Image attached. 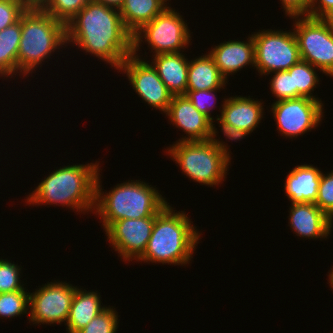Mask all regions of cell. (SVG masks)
<instances>
[{
    "label": "cell",
    "mask_w": 333,
    "mask_h": 333,
    "mask_svg": "<svg viewBox=\"0 0 333 333\" xmlns=\"http://www.w3.org/2000/svg\"><path fill=\"white\" fill-rule=\"evenodd\" d=\"M132 37L118 9L94 0L66 24L67 44L79 45L117 70L133 54Z\"/></svg>",
    "instance_id": "obj_1"
},
{
    "label": "cell",
    "mask_w": 333,
    "mask_h": 333,
    "mask_svg": "<svg viewBox=\"0 0 333 333\" xmlns=\"http://www.w3.org/2000/svg\"><path fill=\"white\" fill-rule=\"evenodd\" d=\"M98 163L60 167L46 177L27 197L31 204H56L77 211H92L95 205V184Z\"/></svg>",
    "instance_id": "obj_2"
},
{
    "label": "cell",
    "mask_w": 333,
    "mask_h": 333,
    "mask_svg": "<svg viewBox=\"0 0 333 333\" xmlns=\"http://www.w3.org/2000/svg\"><path fill=\"white\" fill-rule=\"evenodd\" d=\"M167 205L155 218L151 237L137 261L183 265L189 263L200 233L183 211Z\"/></svg>",
    "instance_id": "obj_3"
},
{
    "label": "cell",
    "mask_w": 333,
    "mask_h": 333,
    "mask_svg": "<svg viewBox=\"0 0 333 333\" xmlns=\"http://www.w3.org/2000/svg\"><path fill=\"white\" fill-rule=\"evenodd\" d=\"M97 174L95 184L96 213L103 220L106 230L113 222L121 219H140L157 216L169 203L162 197L158 190L140 180L124 182L106 193H101Z\"/></svg>",
    "instance_id": "obj_4"
},
{
    "label": "cell",
    "mask_w": 333,
    "mask_h": 333,
    "mask_svg": "<svg viewBox=\"0 0 333 333\" xmlns=\"http://www.w3.org/2000/svg\"><path fill=\"white\" fill-rule=\"evenodd\" d=\"M211 121V135L206 141H183L173 144L168 153L189 178L204 185H217L226 176L230 153L216 137L217 129Z\"/></svg>",
    "instance_id": "obj_5"
},
{
    "label": "cell",
    "mask_w": 333,
    "mask_h": 333,
    "mask_svg": "<svg viewBox=\"0 0 333 333\" xmlns=\"http://www.w3.org/2000/svg\"><path fill=\"white\" fill-rule=\"evenodd\" d=\"M66 44V25L46 11L21 14V39L17 54V71H30L47 59L57 47ZM49 55V56H48Z\"/></svg>",
    "instance_id": "obj_6"
},
{
    "label": "cell",
    "mask_w": 333,
    "mask_h": 333,
    "mask_svg": "<svg viewBox=\"0 0 333 333\" xmlns=\"http://www.w3.org/2000/svg\"><path fill=\"white\" fill-rule=\"evenodd\" d=\"M292 16L294 34L301 60L307 61L323 73L333 76V20L304 15ZM299 18V19H298Z\"/></svg>",
    "instance_id": "obj_7"
},
{
    "label": "cell",
    "mask_w": 333,
    "mask_h": 333,
    "mask_svg": "<svg viewBox=\"0 0 333 333\" xmlns=\"http://www.w3.org/2000/svg\"><path fill=\"white\" fill-rule=\"evenodd\" d=\"M190 30L179 13L167 6L152 21L143 25L133 35V55H136L145 38L155 54L176 53L189 44ZM143 32V33H142ZM143 34V35H142ZM142 35V36H141ZM144 36V37H143Z\"/></svg>",
    "instance_id": "obj_8"
},
{
    "label": "cell",
    "mask_w": 333,
    "mask_h": 333,
    "mask_svg": "<svg viewBox=\"0 0 333 333\" xmlns=\"http://www.w3.org/2000/svg\"><path fill=\"white\" fill-rule=\"evenodd\" d=\"M255 66L261 75L290 69L301 60L294 32L261 31L252 34Z\"/></svg>",
    "instance_id": "obj_9"
},
{
    "label": "cell",
    "mask_w": 333,
    "mask_h": 333,
    "mask_svg": "<svg viewBox=\"0 0 333 333\" xmlns=\"http://www.w3.org/2000/svg\"><path fill=\"white\" fill-rule=\"evenodd\" d=\"M76 287L65 282H50L29 293L30 320L36 323L66 322Z\"/></svg>",
    "instance_id": "obj_10"
},
{
    "label": "cell",
    "mask_w": 333,
    "mask_h": 333,
    "mask_svg": "<svg viewBox=\"0 0 333 333\" xmlns=\"http://www.w3.org/2000/svg\"><path fill=\"white\" fill-rule=\"evenodd\" d=\"M323 104L306 97L276 101L272 113L280 134L297 137L318 126L323 117Z\"/></svg>",
    "instance_id": "obj_11"
},
{
    "label": "cell",
    "mask_w": 333,
    "mask_h": 333,
    "mask_svg": "<svg viewBox=\"0 0 333 333\" xmlns=\"http://www.w3.org/2000/svg\"><path fill=\"white\" fill-rule=\"evenodd\" d=\"M118 70L125 71L132 88L144 101L167 113L173 95L168 91L152 64L132 54L126 58Z\"/></svg>",
    "instance_id": "obj_12"
},
{
    "label": "cell",
    "mask_w": 333,
    "mask_h": 333,
    "mask_svg": "<svg viewBox=\"0 0 333 333\" xmlns=\"http://www.w3.org/2000/svg\"><path fill=\"white\" fill-rule=\"evenodd\" d=\"M155 218L156 216L121 219L113 222L105 230L110 244L125 261L138 260L143 255L151 237Z\"/></svg>",
    "instance_id": "obj_13"
},
{
    "label": "cell",
    "mask_w": 333,
    "mask_h": 333,
    "mask_svg": "<svg viewBox=\"0 0 333 333\" xmlns=\"http://www.w3.org/2000/svg\"><path fill=\"white\" fill-rule=\"evenodd\" d=\"M166 115L170 121L183 129L188 137L183 141H206L211 135V120L200 113L186 95H173Z\"/></svg>",
    "instance_id": "obj_14"
},
{
    "label": "cell",
    "mask_w": 333,
    "mask_h": 333,
    "mask_svg": "<svg viewBox=\"0 0 333 333\" xmlns=\"http://www.w3.org/2000/svg\"><path fill=\"white\" fill-rule=\"evenodd\" d=\"M290 227L305 238H327L333 221L313 203H292L290 207Z\"/></svg>",
    "instance_id": "obj_15"
},
{
    "label": "cell",
    "mask_w": 333,
    "mask_h": 333,
    "mask_svg": "<svg viewBox=\"0 0 333 333\" xmlns=\"http://www.w3.org/2000/svg\"><path fill=\"white\" fill-rule=\"evenodd\" d=\"M248 42L225 41L214 47L209 55L227 80V75L241 70L243 66H255V45L253 37H248Z\"/></svg>",
    "instance_id": "obj_16"
},
{
    "label": "cell",
    "mask_w": 333,
    "mask_h": 333,
    "mask_svg": "<svg viewBox=\"0 0 333 333\" xmlns=\"http://www.w3.org/2000/svg\"><path fill=\"white\" fill-rule=\"evenodd\" d=\"M222 107L219 117L247 133L253 132L263 118L262 103L250 97H230L224 101Z\"/></svg>",
    "instance_id": "obj_17"
},
{
    "label": "cell",
    "mask_w": 333,
    "mask_h": 333,
    "mask_svg": "<svg viewBox=\"0 0 333 333\" xmlns=\"http://www.w3.org/2000/svg\"><path fill=\"white\" fill-rule=\"evenodd\" d=\"M151 64L172 95H185L188 80L189 61L180 53L153 55Z\"/></svg>",
    "instance_id": "obj_18"
},
{
    "label": "cell",
    "mask_w": 333,
    "mask_h": 333,
    "mask_svg": "<svg viewBox=\"0 0 333 333\" xmlns=\"http://www.w3.org/2000/svg\"><path fill=\"white\" fill-rule=\"evenodd\" d=\"M321 171L313 165H299L287 175L285 192L292 203H313L318 196Z\"/></svg>",
    "instance_id": "obj_19"
},
{
    "label": "cell",
    "mask_w": 333,
    "mask_h": 333,
    "mask_svg": "<svg viewBox=\"0 0 333 333\" xmlns=\"http://www.w3.org/2000/svg\"><path fill=\"white\" fill-rule=\"evenodd\" d=\"M105 308L101 307L100 296L96 292L76 288L69 316L65 323L68 333H77Z\"/></svg>",
    "instance_id": "obj_20"
},
{
    "label": "cell",
    "mask_w": 333,
    "mask_h": 333,
    "mask_svg": "<svg viewBox=\"0 0 333 333\" xmlns=\"http://www.w3.org/2000/svg\"><path fill=\"white\" fill-rule=\"evenodd\" d=\"M225 84V77L221 74L209 53L189 61L186 90L221 89Z\"/></svg>",
    "instance_id": "obj_21"
},
{
    "label": "cell",
    "mask_w": 333,
    "mask_h": 333,
    "mask_svg": "<svg viewBox=\"0 0 333 333\" xmlns=\"http://www.w3.org/2000/svg\"><path fill=\"white\" fill-rule=\"evenodd\" d=\"M168 0H125L119 12L125 28L132 34L152 21L166 7Z\"/></svg>",
    "instance_id": "obj_22"
},
{
    "label": "cell",
    "mask_w": 333,
    "mask_h": 333,
    "mask_svg": "<svg viewBox=\"0 0 333 333\" xmlns=\"http://www.w3.org/2000/svg\"><path fill=\"white\" fill-rule=\"evenodd\" d=\"M21 39V16L17 22L0 31V75L17 72V54Z\"/></svg>",
    "instance_id": "obj_23"
},
{
    "label": "cell",
    "mask_w": 333,
    "mask_h": 333,
    "mask_svg": "<svg viewBox=\"0 0 333 333\" xmlns=\"http://www.w3.org/2000/svg\"><path fill=\"white\" fill-rule=\"evenodd\" d=\"M316 67L307 61L300 60L287 71L293 73V89H296V98L306 97L319 101V98L311 95L319 82ZM312 90V91H311Z\"/></svg>",
    "instance_id": "obj_24"
},
{
    "label": "cell",
    "mask_w": 333,
    "mask_h": 333,
    "mask_svg": "<svg viewBox=\"0 0 333 333\" xmlns=\"http://www.w3.org/2000/svg\"><path fill=\"white\" fill-rule=\"evenodd\" d=\"M29 310V293L19 290L8 293H0V316L15 317Z\"/></svg>",
    "instance_id": "obj_25"
},
{
    "label": "cell",
    "mask_w": 333,
    "mask_h": 333,
    "mask_svg": "<svg viewBox=\"0 0 333 333\" xmlns=\"http://www.w3.org/2000/svg\"><path fill=\"white\" fill-rule=\"evenodd\" d=\"M90 1L91 0H51L45 11L54 19L66 25Z\"/></svg>",
    "instance_id": "obj_26"
},
{
    "label": "cell",
    "mask_w": 333,
    "mask_h": 333,
    "mask_svg": "<svg viewBox=\"0 0 333 333\" xmlns=\"http://www.w3.org/2000/svg\"><path fill=\"white\" fill-rule=\"evenodd\" d=\"M113 308L106 307L77 333H116L118 315Z\"/></svg>",
    "instance_id": "obj_27"
},
{
    "label": "cell",
    "mask_w": 333,
    "mask_h": 333,
    "mask_svg": "<svg viewBox=\"0 0 333 333\" xmlns=\"http://www.w3.org/2000/svg\"><path fill=\"white\" fill-rule=\"evenodd\" d=\"M21 268L9 260L0 259V293L25 290L20 282Z\"/></svg>",
    "instance_id": "obj_28"
},
{
    "label": "cell",
    "mask_w": 333,
    "mask_h": 333,
    "mask_svg": "<svg viewBox=\"0 0 333 333\" xmlns=\"http://www.w3.org/2000/svg\"><path fill=\"white\" fill-rule=\"evenodd\" d=\"M270 85L277 101L296 98V89H293V73H289L287 70L275 72Z\"/></svg>",
    "instance_id": "obj_29"
},
{
    "label": "cell",
    "mask_w": 333,
    "mask_h": 333,
    "mask_svg": "<svg viewBox=\"0 0 333 333\" xmlns=\"http://www.w3.org/2000/svg\"><path fill=\"white\" fill-rule=\"evenodd\" d=\"M315 204L333 221V170L327 175L321 173Z\"/></svg>",
    "instance_id": "obj_30"
},
{
    "label": "cell",
    "mask_w": 333,
    "mask_h": 333,
    "mask_svg": "<svg viewBox=\"0 0 333 333\" xmlns=\"http://www.w3.org/2000/svg\"><path fill=\"white\" fill-rule=\"evenodd\" d=\"M23 12L17 0H0V31L17 22Z\"/></svg>",
    "instance_id": "obj_31"
},
{
    "label": "cell",
    "mask_w": 333,
    "mask_h": 333,
    "mask_svg": "<svg viewBox=\"0 0 333 333\" xmlns=\"http://www.w3.org/2000/svg\"><path fill=\"white\" fill-rule=\"evenodd\" d=\"M219 89H211V90H186V96L187 98L191 101V103L199 110L200 113L204 114L207 116L211 121L214 119L210 115V110L213 109V106L209 105L208 106V101L207 99H214L215 100V95L213 92ZM213 101V100H212ZM209 101V102H212ZM214 102V101H213Z\"/></svg>",
    "instance_id": "obj_32"
},
{
    "label": "cell",
    "mask_w": 333,
    "mask_h": 333,
    "mask_svg": "<svg viewBox=\"0 0 333 333\" xmlns=\"http://www.w3.org/2000/svg\"><path fill=\"white\" fill-rule=\"evenodd\" d=\"M317 3L318 7L316 6ZM306 16L333 19V0H310L308 14Z\"/></svg>",
    "instance_id": "obj_33"
},
{
    "label": "cell",
    "mask_w": 333,
    "mask_h": 333,
    "mask_svg": "<svg viewBox=\"0 0 333 333\" xmlns=\"http://www.w3.org/2000/svg\"><path fill=\"white\" fill-rule=\"evenodd\" d=\"M285 14L289 17L308 14L310 0H281Z\"/></svg>",
    "instance_id": "obj_34"
},
{
    "label": "cell",
    "mask_w": 333,
    "mask_h": 333,
    "mask_svg": "<svg viewBox=\"0 0 333 333\" xmlns=\"http://www.w3.org/2000/svg\"><path fill=\"white\" fill-rule=\"evenodd\" d=\"M218 118H216L221 126V131L224 133L225 137H227L230 140H239L244 138V136L248 135L246 131L240 130L237 127L230 125L227 122H224L218 115Z\"/></svg>",
    "instance_id": "obj_35"
},
{
    "label": "cell",
    "mask_w": 333,
    "mask_h": 333,
    "mask_svg": "<svg viewBox=\"0 0 333 333\" xmlns=\"http://www.w3.org/2000/svg\"><path fill=\"white\" fill-rule=\"evenodd\" d=\"M24 11H45L51 0H17Z\"/></svg>",
    "instance_id": "obj_36"
},
{
    "label": "cell",
    "mask_w": 333,
    "mask_h": 333,
    "mask_svg": "<svg viewBox=\"0 0 333 333\" xmlns=\"http://www.w3.org/2000/svg\"><path fill=\"white\" fill-rule=\"evenodd\" d=\"M94 1L102 3L105 6H109V7L120 10V8L123 6L125 0H94Z\"/></svg>",
    "instance_id": "obj_37"
},
{
    "label": "cell",
    "mask_w": 333,
    "mask_h": 333,
    "mask_svg": "<svg viewBox=\"0 0 333 333\" xmlns=\"http://www.w3.org/2000/svg\"><path fill=\"white\" fill-rule=\"evenodd\" d=\"M329 283H330V286L333 288V270H331V272H330V275H329Z\"/></svg>",
    "instance_id": "obj_38"
}]
</instances>
